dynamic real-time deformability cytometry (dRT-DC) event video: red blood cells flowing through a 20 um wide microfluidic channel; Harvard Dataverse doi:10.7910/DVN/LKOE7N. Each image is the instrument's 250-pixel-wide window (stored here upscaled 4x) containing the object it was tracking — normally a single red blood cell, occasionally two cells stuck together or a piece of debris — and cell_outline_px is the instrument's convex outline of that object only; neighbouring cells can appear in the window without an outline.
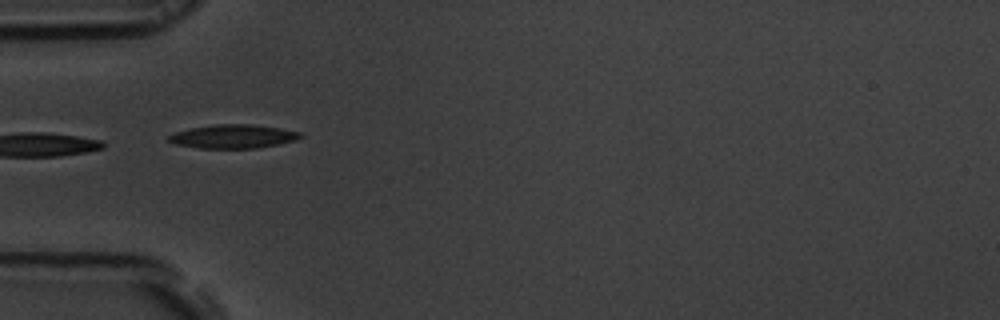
{"species": "common noctule bat (a hibernating species)", "species_latin": "Nyctalus noctula", "temperature_condition": "room temperature", "stored_images_in_passage": 24, "camera_frame_rate_fps": 3000, "um_per_image_px": 0.085, "animal": {"sex": "male", "body_mass_g": 19.5, "forearm_length_mm": 54.6}, "frame": {"image": 1, "passage_image": 1, "time_ms": 0.0, "image_size_px": [1000, 320], "cell_outline_px": [[304, 136], [292, 140], [276, 144], [256, 148], [200, 148], [176, 144], [168, 140], [168, 136], [176, 132], [192, 128], [216, 124], [252, 124], [280, 128], [300, 132]], "centroid_in_image_um": [19.81, 11.59], "position_along_channel_um": 65.2, "area_um2": 17.86}}